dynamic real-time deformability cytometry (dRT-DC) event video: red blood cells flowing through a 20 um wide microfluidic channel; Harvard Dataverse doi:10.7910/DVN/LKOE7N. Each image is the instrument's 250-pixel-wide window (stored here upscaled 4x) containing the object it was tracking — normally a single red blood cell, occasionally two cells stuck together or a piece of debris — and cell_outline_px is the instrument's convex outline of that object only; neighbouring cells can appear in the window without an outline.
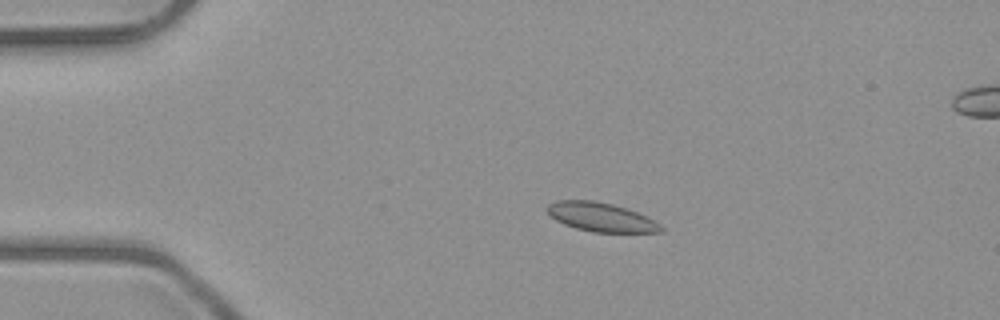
{"species": "common noctule bat (a hibernating species)", "species_latin": "Nyctalus noctula", "temperature_condition": "room temperature", "stored_images_in_passage": 5, "camera_frame_rate_fps": 3000, "um_per_image_px": 0.085, "animal": {"sex": "male", "body_mass_g": 23.1, "forearm_length_mm": 52.7}, "frame": {"image": 1, "passage_image": 3, "time_ms": 2.333, "image_size_px": [1000, 320], "cell_outline_px": [[664, 232], [592, 232], [576, 228], [564, 224], [556, 220], [544, 208], [548, 204], [556, 200], [592, 200], [612, 204], [636, 212], [660, 224], [664, 228]], "centroid_in_image_um": [51.05, 18.45], "position_along_channel_um": 34.0, "area_um2": 19.02}}